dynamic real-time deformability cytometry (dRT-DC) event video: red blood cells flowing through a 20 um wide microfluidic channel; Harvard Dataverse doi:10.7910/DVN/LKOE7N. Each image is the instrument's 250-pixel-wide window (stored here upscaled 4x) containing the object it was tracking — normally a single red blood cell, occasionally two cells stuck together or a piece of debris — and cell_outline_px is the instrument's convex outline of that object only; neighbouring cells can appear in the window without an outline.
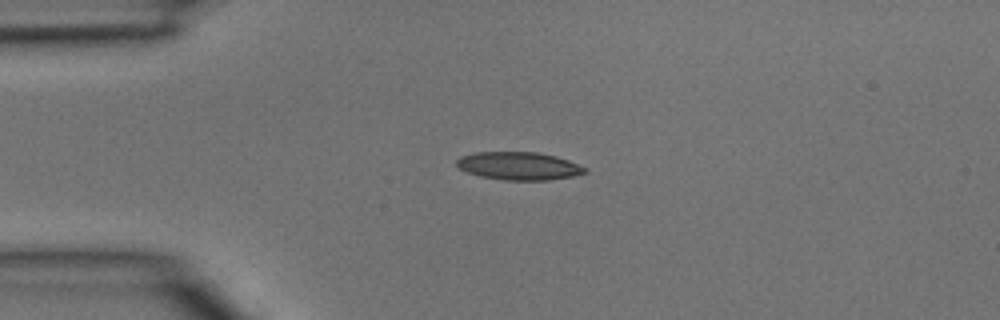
{"species": "common noctule bat (a hibernating species)", "species_latin": "Nyctalus noctula", "temperature_condition": "room temperature", "stored_images_in_passage": 2, "camera_frame_rate_fps": 3000, "um_per_image_px": 0.085, "animal": {"sex": "male", "body_mass_g": 15.6}, "frame": {"image": 1, "passage_image": 1, "time_ms": 0.0, "image_size_px": [1000, 320], "cell_outline_px": [[588, 172], [572, 176], [548, 180], [504, 180], [480, 176], [468, 172], [460, 168], [456, 164], [456, 160], [460, 156], [476, 152], [536, 152], [556, 156], [568, 160], [588, 168]], "centroid_in_image_um": [44.12, 14.1], "position_along_channel_um": 40.9, "area_um2": 20.87}}